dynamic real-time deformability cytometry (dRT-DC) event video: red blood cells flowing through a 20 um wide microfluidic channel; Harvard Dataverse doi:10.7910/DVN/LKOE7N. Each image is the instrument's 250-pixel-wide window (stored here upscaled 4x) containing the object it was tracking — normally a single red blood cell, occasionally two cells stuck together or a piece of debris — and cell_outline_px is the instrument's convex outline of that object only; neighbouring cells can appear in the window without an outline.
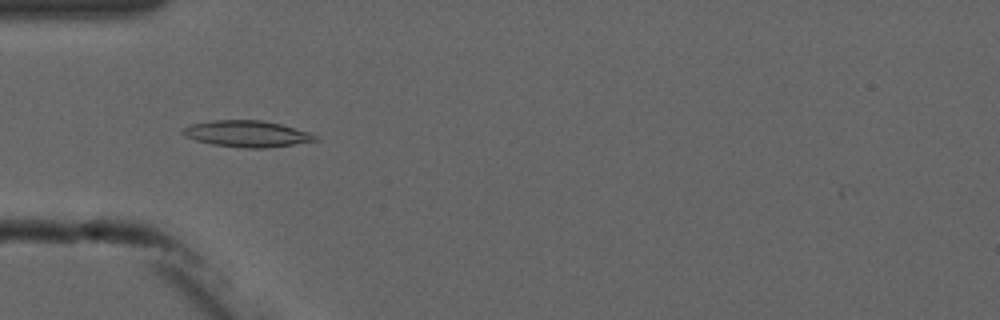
{"species": "common noctule bat (a hibernating species)", "species_latin": "Nyctalus noctula", "temperature_condition": "cold", "stored_images_in_passage": 8, "camera_frame_rate_fps": 3000, "um_per_image_px": 0.085, "animal": {"sex": "male", "forearm_length_mm": 52.5}, "frame": {"image": 1, "passage_image": 5, "time_ms": 4.667, "image_size_px": [1000, 320], "cell_outline_px": [[320, 140], [264, 148], [244, 148], [212, 144], [196, 140], [184, 136], [180, 132], [184, 128], [192, 124], [212, 120], [260, 120], [280, 124], [312, 132]], "centroid_in_image_um": [21.0, 11.37], "position_along_channel_um": 64.0, "area_um2": 20.29}}
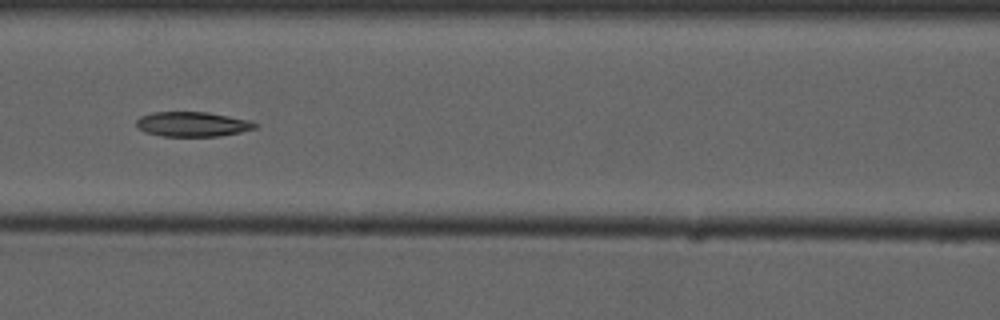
{"frame": {"image": 2, "passage_image": 7, "time_ms": 7.0, "image_size_px": [1000, 320], "cell_outline_px": [[260, 124], [256, 128], [240, 132], [220, 136], [160, 136], [144, 132], [136, 128], [136, 120], [140, 116], [152, 112], [208, 112], [248, 120]], "centroid_in_image_um": [16.32, 10.56], "position_along_channel_um": 150.3, "area_um2": 17.28}}
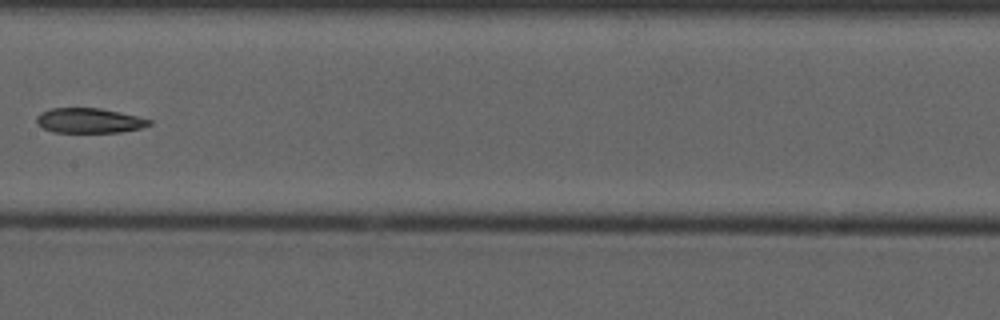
{"frame": {"image": 3, "passage_image": 8, "time_ms": 8.333, "image_size_px": [1000, 320], "cell_outline_px": [[152, 124], [140, 128], [120, 132], [56, 132], [44, 128], [36, 124], [36, 116], [40, 112], [52, 108], [100, 108], [136, 116], [152, 120]], "centroid_in_image_um": [7.56, 10.24], "position_along_channel_um": 199.8, "area_um2": 16.24}}